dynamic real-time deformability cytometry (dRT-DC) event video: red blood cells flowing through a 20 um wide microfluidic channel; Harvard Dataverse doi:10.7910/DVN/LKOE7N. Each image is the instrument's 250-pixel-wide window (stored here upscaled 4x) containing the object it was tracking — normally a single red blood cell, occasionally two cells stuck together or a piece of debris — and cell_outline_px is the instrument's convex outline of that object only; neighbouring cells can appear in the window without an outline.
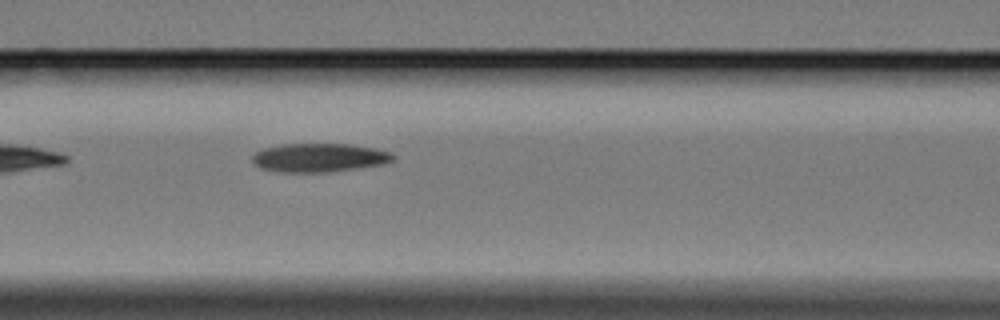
{"species": "Egyptian fruit bat (a non-hibernating species)", "species_latin": "Rousettus aegyptiacus", "temperature_condition": "cold", "stored_images_in_passage": 3, "camera_frame_rate_fps": 3000, "um_per_image_px": 0.085, "animal": {"sex": "female"}, "frame": {"image": 1, "passage_image": 3, "time_ms": 4.0, "image_size_px": [1000, 320], "cell_outline_px": [[396, 160], [384, 164], [328, 172], [280, 172], [260, 168], [252, 160], [252, 156], [256, 152], [264, 148], [284, 144], [348, 144], [376, 148], [392, 152], [396, 156]], "centroid_in_image_um": [27.19, 13.4], "position_along_channel_um": 139.4, "area_um2": 23.58}}